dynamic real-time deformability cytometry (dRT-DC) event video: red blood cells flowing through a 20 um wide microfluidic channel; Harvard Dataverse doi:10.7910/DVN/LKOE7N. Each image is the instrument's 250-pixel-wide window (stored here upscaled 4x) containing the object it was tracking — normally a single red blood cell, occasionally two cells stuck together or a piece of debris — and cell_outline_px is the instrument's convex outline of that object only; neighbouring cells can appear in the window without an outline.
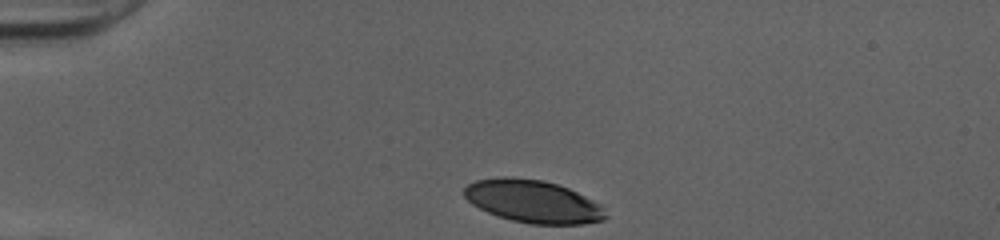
{"species": "human", "species_latin": "Homo sapiens", "temperature_condition": "cold", "stored_images_in_passage": 31, "camera_frame_rate_fps": 3000, "um_per_image_px": 0.085, "donor": {"sex": "female"}, "frame": {"image": 1, "passage_image": 1, "time_ms": 0.0, "image_size_px": [1000, 240], "cell_outline_px": [[608, 216], [604, 220], [584, 224], [528, 224], [512, 220], [488, 212], [472, 204], [464, 196], [464, 188], [468, 184], [476, 180], [504, 176], [512, 176], [544, 180], [568, 188], [600, 204]], "centroid_in_image_um": [45.3, 17.11], "position_along_channel_um": 39.7, "area_um2": 35.14}}
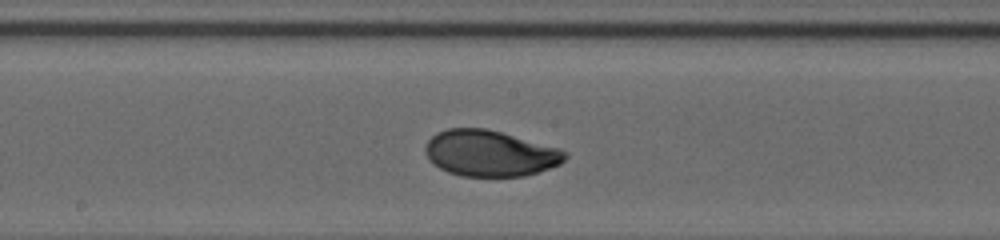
{"frame": {"image": 2, "passage_image": 17, "time_ms": 5.333, "image_size_px": [1000, 240], "cell_outline_px": [[568, 156], [560, 164], [524, 176], [460, 176], [448, 172], [440, 168], [424, 152], [424, 148], [428, 140], [436, 132], [448, 128], [488, 128], [560, 148], [568, 152]], "centroid_in_image_um": [41.66, 13.01], "position_along_channel_um": 206.5, "area_um2": 37.51}}
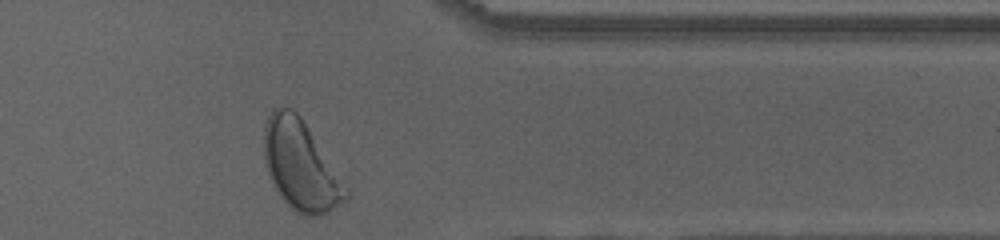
{"frame": {"image": 3, "passage_image": 31, "time_ms": 10.0, "image_size_px": [1000, 240], "cell_outline_px": [[348, 200], [328, 212], [316, 216], [304, 216], [296, 212], [284, 200], [272, 184], [264, 164], [264, 124], [272, 108], [292, 108], [300, 116], [348, 188]], "centroid_in_image_um": [25.53, 14.08], "position_along_channel_um": 385.9, "area_um2": 42.48}, "authors_computed_cell_mechanics": {"area_um2": 36.992, "velocity_mm_per_s": 4.0046, "shape_relaxation_time_tau1_ms": 3.0556, "shape_relaxation_time_tau2_ms": null, "deformation_change_tau1": 0.1454, "deformation_change_tau2": null}}